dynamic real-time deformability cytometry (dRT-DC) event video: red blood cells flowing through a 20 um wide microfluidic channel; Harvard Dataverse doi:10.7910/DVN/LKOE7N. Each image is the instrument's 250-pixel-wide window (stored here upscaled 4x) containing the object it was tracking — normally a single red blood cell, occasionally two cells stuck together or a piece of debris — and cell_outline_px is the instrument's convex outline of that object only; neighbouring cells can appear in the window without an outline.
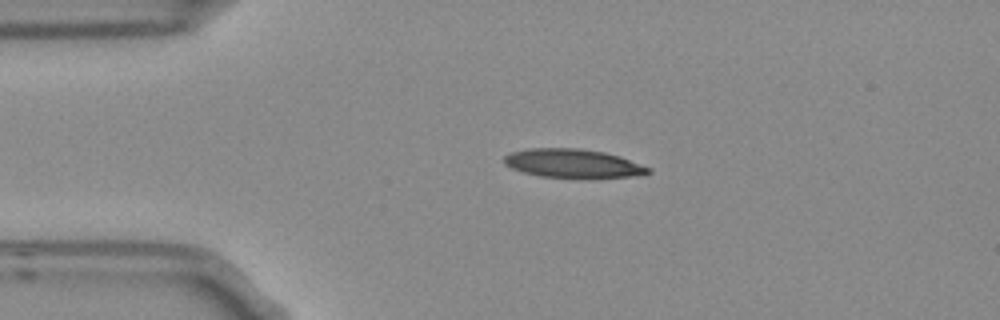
{"species": "Egyptian fruit bat (a non-hibernating species)", "species_latin": "Rousettus aegyptiacus", "temperature_condition": "room temperature", "stored_images_in_passage": 3, "camera_frame_rate_fps": 3000, "um_per_image_px": 0.085, "frame": {"image": 1, "passage_image": 2, "time_ms": 0.333, "image_size_px": [1000, 320], "cell_outline_px": [[652, 172], [644, 176], [540, 176], [524, 172], [512, 168], [504, 164], [504, 156], [512, 152], [528, 148], [580, 148], [604, 152], [620, 156], [652, 168]], "centroid_in_image_um": [48.73, 13.86], "position_along_channel_um": 36.3, "area_um2": 23.64}}